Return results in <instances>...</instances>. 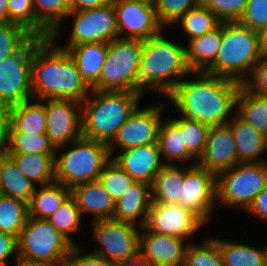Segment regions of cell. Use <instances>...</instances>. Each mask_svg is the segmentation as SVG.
<instances>
[{"mask_svg": "<svg viewBox=\"0 0 267 266\" xmlns=\"http://www.w3.org/2000/svg\"><path fill=\"white\" fill-rule=\"evenodd\" d=\"M241 85L225 77L192 72L177 84L168 102L183 117L210 126L223 125L235 115Z\"/></svg>", "mask_w": 267, "mask_h": 266, "instance_id": "cell-1", "label": "cell"}, {"mask_svg": "<svg viewBox=\"0 0 267 266\" xmlns=\"http://www.w3.org/2000/svg\"><path fill=\"white\" fill-rule=\"evenodd\" d=\"M51 37L33 49L31 88L35 99H74L83 102L91 92L66 49Z\"/></svg>", "mask_w": 267, "mask_h": 266, "instance_id": "cell-2", "label": "cell"}, {"mask_svg": "<svg viewBox=\"0 0 267 266\" xmlns=\"http://www.w3.org/2000/svg\"><path fill=\"white\" fill-rule=\"evenodd\" d=\"M164 33L165 29L143 40L135 79V93L142 97L151 91L168 100L177 84L193 72L187 62L186 45L176 43Z\"/></svg>", "mask_w": 267, "mask_h": 266, "instance_id": "cell-3", "label": "cell"}, {"mask_svg": "<svg viewBox=\"0 0 267 266\" xmlns=\"http://www.w3.org/2000/svg\"><path fill=\"white\" fill-rule=\"evenodd\" d=\"M143 97L130 91L92 89L82 104V136L109 145Z\"/></svg>", "mask_w": 267, "mask_h": 266, "instance_id": "cell-4", "label": "cell"}, {"mask_svg": "<svg viewBox=\"0 0 267 266\" xmlns=\"http://www.w3.org/2000/svg\"><path fill=\"white\" fill-rule=\"evenodd\" d=\"M261 33L236 22H224L221 47L205 73L242 83L263 56Z\"/></svg>", "mask_w": 267, "mask_h": 266, "instance_id": "cell-5", "label": "cell"}, {"mask_svg": "<svg viewBox=\"0 0 267 266\" xmlns=\"http://www.w3.org/2000/svg\"><path fill=\"white\" fill-rule=\"evenodd\" d=\"M110 160L106 143L81 136L72 143L56 148L55 180L70 189L82 183L98 181L103 167Z\"/></svg>", "mask_w": 267, "mask_h": 266, "instance_id": "cell-6", "label": "cell"}, {"mask_svg": "<svg viewBox=\"0 0 267 266\" xmlns=\"http://www.w3.org/2000/svg\"><path fill=\"white\" fill-rule=\"evenodd\" d=\"M267 185V161L237 163L217 174V207L246 210ZM230 206V207H229Z\"/></svg>", "mask_w": 267, "mask_h": 266, "instance_id": "cell-7", "label": "cell"}, {"mask_svg": "<svg viewBox=\"0 0 267 266\" xmlns=\"http://www.w3.org/2000/svg\"><path fill=\"white\" fill-rule=\"evenodd\" d=\"M18 259L65 265L74 245L47 219L28 217L18 239Z\"/></svg>", "mask_w": 267, "mask_h": 266, "instance_id": "cell-8", "label": "cell"}, {"mask_svg": "<svg viewBox=\"0 0 267 266\" xmlns=\"http://www.w3.org/2000/svg\"><path fill=\"white\" fill-rule=\"evenodd\" d=\"M142 46L141 39L116 38L110 42L100 79L91 89L135 92Z\"/></svg>", "mask_w": 267, "mask_h": 266, "instance_id": "cell-9", "label": "cell"}, {"mask_svg": "<svg viewBox=\"0 0 267 266\" xmlns=\"http://www.w3.org/2000/svg\"><path fill=\"white\" fill-rule=\"evenodd\" d=\"M90 225L92 237L98 245L91 253L114 265L139 253L141 226L113 218L97 220Z\"/></svg>", "mask_w": 267, "mask_h": 266, "instance_id": "cell-10", "label": "cell"}, {"mask_svg": "<svg viewBox=\"0 0 267 266\" xmlns=\"http://www.w3.org/2000/svg\"><path fill=\"white\" fill-rule=\"evenodd\" d=\"M41 40L32 37L18 52L0 63V109L21 104L33 98L31 60L34 46Z\"/></svg>", "mask_w": 267, "mask_h": 266, "instance_id": "cell-11", "label": "cell"}, {"mask_svg": "<svg viewBox=\"0 0 267 266\" xmlns=\"http://www.w3.org/2000/svg\"><path fill=\"white\" fill-rule=\"evenodd\" d=\"M166 101L163 100V102L153 103L145 107L139 105L136 108L108 145L111 159L118 151L157 144L159 127L165 117L164 110L167 107L165 103H168Z\"/></svg>", "mask_w": 267, "mask_h": 266, "instance_id": "cell-12", "label": "cell"}, {"mask_svg": "<svg viewBox=\"0 0 267 266\" xmlns=\"http://www.w3.org/2000/svg\"><path fill=\"white\" fill-rule=\"evenodd\" d=\"M73 19L68 41L60 47H72L77 44L90 42H107L119 38L116 11L113 1L93 9L71 11L67 16Z\"/></svg>", "mask_w": 267, "mask_h": 266, "instance_id": "cell-13", "label": "cell"}, {"mask_svg": "<svg viewBox=\"0 0 267 266\" xmlns=\"http://www.w3.org/2000/svg\"><path fill=\"white\" fill-rule=\"evenodd\" d=\"M216 204L217 174L197 164L184 165L179 205L194 213L207 226L217 209Z\"/></svg>", "mask_w": 267, "mask_h": 266, "instance_id": "cell-14", "label": "cell"}, {"mask_svg": "<svg viewBox=\"0 0 267 266\" xmlns=\"http://www.w3.org/2000/svg\"><path fill=\"white\" fill-rule=\"evenodd\" d=\"M46 135L55 148L82 136V104L74 99H45Z\"/></svg>", "mask_w": 267, "mask_h": 266, "instance_id": "cell-15", "label": "cell"}, {"mask_svg": "<svg viewBox=\"0 0 267 266\" xmlns=\"http://www.w3.org/2000/svg\"><path fill=\"white\" fill-rule=\"evenodd\" d=\"M119 38L147 40L165 29L158 21L154 4L136 0H112Z\"/></svg>", "mask_w": 267, "mask_h": 266, "instance_id": "cell-16", "label": "cell"}, {"mask_svg": "<svg viewBox=\"0 0 267 266\" xmlns=\"http://www.w3.org/2000/svg\"><path fill=\"white\" fill-rule=\"evenodd\" d=\"M150 231L191 240L206 226L194 213L179 204L152 203L145 225Z\"/></svg>", "mask_w": 267, "mask_h": 266, "instance_id": "cell-17", "label": "cell"}, {"mask_svg": "<svg viewBox=\"0 0 267 266\" xmlns=\"http://www.w3.org/2000/svg\"><path fill=\"white\" fill-rule=\"evenodd\" d=\"M190 241L140 229L139 253L150 266H183Z\"/></svg>", "mask_w": 267, "mask_h": 266, "instance_id": "cell-18", "label": "cell"}, {"mask_svg": "<svg viewBox=\"0 0 267 266\" xmlns=\"http://www.w3.org/2000/svg\"><path fill=\"white\" fill-rule=\"evenodd\" d=\"M238 163L234 135L228 124L211 126L197 165L218 174Z\"/></svg>", "mask_w": 267, "mask_h": 266, "instance_id": "cell-19", "label": "cell"}, {"mask_svg": "<svg viewBox=\"0 0 267 266\" xmlns=\"http://www.w3.org/2000/svg\"><path fill=\"white\" fill-rule=\"evenodd\" d=\"M112 160L136 182L152 184L165 165L158 144L144 145L118 152Z\"/></svg>", "mask_w": 267, "mask_h": 266, "instance_id": "cell-20", "label": "cell"}, {"mask_svg": "<svg viewBox=\"0 0 267 266\" xmlns=\"http://www.w3.org/2000/svg\"><path fill=\"white\" fill-rule=\"evenodd\" d=\"M81 216L89 215L91 221L112 219L115 201L99 181L82 183L71 189Z\"/></svg>", "mask_w": 267, "mask_h": 266, "instance_id": "cell-21", "label": "cell"}, {"mask_svg": "<svg viewBox=\"0 0 267 266\" xmlns=\"http://www.w3.org/2000/svg\"><path fill=\"white\" fill-rule=\"evenodd\" d=\"M6 133H46L45 99L24 101L6 110Z\"/></svg>", "mask_w": 267, "mask_h": 266, "instance_id": "cell-22", "label": "cell"}, {"mask_svg": "<svg viewBox=\"0 0 267 266\" xmlns=\"http://www.w3.org/2000/svg\"><path fill=\"white\" fill-rule=\"evenodd\" d=\"M234 135L238 163L267 161V137L251 124L245 123L236 114L227 123ZM263 156V157H262ZM265 158V159H264Z\"/></svg>", "mask_w": 267, "mask_h": 266, "instance_id": "cell-23", "label": "cell"}, {"mask_svg": "<svg viewBox=\"0 0 267 266\" xmlns=\"http://www.w3.org/2000/svg\"><path fill=\"white\" fill-rule=\"evenodd\" d=\"M151 206V185L135 182L115 202L113 219L145 226Z\"/></svg>", "mask_w": 267, "mask_h": 266, "instance_id": "cell-24", "label": "cell"}, {"mask_svg": "<svg viewBox=\"0 0 267 266\" xmlns=\"http://www.w3.org/2000/svg\"><path fill=\"white\" fill-rule=\"evenodd\" d=\"M34 14L36 17V37L41 39L52 38L56 41L70 14L68 0H33Z\"/></svg>", "mask_w": 267, "mask_h": 266, "instance_id": "cell-25", "label": "cell"}, {"mask_svg": "<svg viewBox=\"0 0 267 266\" xmlns=\"http://www.w3.org/2000/svg\"><path fill=\"white\" fill-rule=\"evenodd\" d=\"M108 47L107 42H90L62 48L67 50L75 61L82 78L92 88L100 79Z\"/></svg>", "mask_w": 267, "mask_h": 266, "instance_id": "cell-26", "label": "cell"}, {"mask_svg": "<svg viewBox=\"0 0 267 266\" xmlns=\"http://www.w3.org/2000/svg\"><path fill=\"white\" fill-rule=\"evenodd\" d=\"M220 22L201 37L186 41L187 62L193 72H204L216 59L221 47L222 26Z\"/></svg>", "mask_w": 267, "mask_h": 266, "instance_id": "cell-27", "label": "cell"}, {"mask_svg": "<svg viewBox=\"0 0 267 266\" xmlns=\"http://www.w3.org/2000/svg\"><path fill=\"white\" fill-rule=\"evenodd\" d=\"M157 144L164 164L192 166L197 163L183 145L182 132L167 115L160 124Z\"/></svg>", "mask_w": 267, "mask_h": 266, "instance_id": "cell-28", "label": "cell"}, {"mask_svg": "<svg viewBox=\"0 0 267 266\" xmlns=\"http://www.w3.org/2000/svg\"><path fill=\"white\" fill-rule=\"evenodd\" d=\"M71 196V189L55 181L36 186L28 204L29 217L48 219Z\"/></svg>", "mask_w": 267, "mask_h": 266, "instance_id": "cell-29", "label": "cell"}, {"mask_svg": "<svg viewBox=\"0 0 267 266\" xmlns=\"http://www.w3.org/2000/svg\"><path fill=\"white\" fill-rule=\"evenodd\" d=\"M183 179L184 165L165 164L151 184V202L179 204Z\"/></svg>", "mask_w": 267, "mask_h": 266, "instance_id": "cell-30", "label": "cell"}, {"mask_svg": "<svg viewBox=\"0 0 267 266\" xmlns=\"http://www.w3.org/2000/svg\"><path fill=\"white\" fill-rule=\"evenodd\" d=\"M224 266H267V243L262 248L217 236Z\"/></svg>", "mask_w": 267, "mask_h": 266, "instance_id": "cell-31", "label": "cell"}, {"mask_svg": "<svg viewBox=\"0 0 267 266\" xmlns=\"http://www.w3.org/2000/svg\"><path fill=\"white\" fill-rule=\"evenodd\" d=\"M36 186L55 182V154H7Z\"/></svg>", "mask_w": 267, "mask_h": 266, "instance_id": "cell-32", "label": "cell"}, {"mask_svg": "<svg viewBox=\"0 0 267 266\" xmlns=\"http://www.w3.org/2000/svg\"><path fill=\"white\" fill-rule=\"evenodd\" d=\"M0 175V194L29 204L36 185L20 171L9 155L2 159Z\"/></svg>", "mask_w": 267, "mask_h": 266, "instance_id": "cell-33", "label": "cell"}, {"mask_svg": "<svg viewBox=\"0 0 267 266\" xmlns=\"http://www.w3.org/2000/svg\"><path fill=\"white\" fill-rule=\"evenodd\" d=\"M235 114L267 137L266 96L252 94L241 85L236 98Z\"/></svg>", "mask_w": 267, "mask_h": 266, "instance_id": "cell-34", "label": "cell"}, {"mask_svg": "<svg viewBox=\"0 0 267 266\" xmlns=\"http://www.w3.org/2000/svg\"><path fill=\"white\" fill-rule=\"evenodd\" d=\"M6 154H55L56 148L45 133H6Z\"/></svg>", "mask_w": 267, "mask_h": 266, "instance_id": "cell-35", "label": "cell"}, {"mask_svg": "<svg viewBox=\"0 0 267 266\" xmlns=\"http://www.w3.org/2000/svg\"><path fill=\"white\" fill-rule=\"evenodd\" d=\"M29 217L28 204L0 194V231L18 239Z\"/></svg>", "mask_w": 267, "mask_h": 266, "instance_id": "cell-36", "label": "cell"}, {"mask_svg": "<svg viewBox=\"0 0 267 266\" xmlns=\"http://www.w3.org/2000/svg\"><path fill=\"white\" fill-rule=\"evenodd\" d=\"M172 119L168 117L182 132L183 145L186 146L188 153L196 160L201 157L204 152L210 125L201 123L183 117L179 114Z\"/></svg>", "mask_w": 267, "mask_h": 266, "instance_id": "cell-37", "label": "cell"}, {"mask_svg": "<svg viewBox=\"0 0 267 266\" xmlns=\"http://www.w3.org/2000/svg\"><path fill=\"white\" fill-rule=\"evenodd\" d=\"M221 21L210 12L202 3L190 9L184 16H182L173 27L182 29V33L186 40L201 37L211 29L215 28Z\"/></svg>", "mask_w": 267, "mask_h": 266, "instance_id": "cell-38", "label": "cell"}, {"mask_svg": "<svg viewBox=\"0 0 267 266\" xmlns=\"http://www.w3.org/2000/svg\"><path fill=\"white\" fill-rule=\"evenodd\" d=\"M80 210L75 199L70 196L66 202L50 216L47 220L52 226L65 236L74 246H79L76 239L72 237L79 232L82 225Z\"/></svg>", "mask_w": 267, "mask_h": 266, "instance_id": "cell-39", "label": "cell"}, {"mask_svg": "<svg viewBox=\"0 0 267 266\" xmlns=\"http://www.w3.org/2000/svg\"><path fill=\"white\" fill-rule=\"evenodd\" d=\"M183 266H224L217 237L207 236L200 243L190 242Z\"/></svg>", "mask_w": 267, "mask_h": 266, "instance_id": "cell-40", "label": "cell"}, {"mask_svg": "<svg viewBox=\"0 0 267 266\" xmlns=\"http://www.w3.org/2000/svg\"><path fill=\"white\" fill-rule=\"evenodd\" d=\"M98 181L115 202L136 182L112 159L103 167Z\"/></svg>", "mask_w": 267, "mask_h": 266, "instance_id": "cell-41", "label": "cell"}, {"mask_svg": "<svg viewBox=\"0 0 267 266\" xmlns=\"http://www.w3.org/2000/svg\"><path fill=\"white\" fill-rule=\"evenodd\" d=\"M33 36L10 22H0V63L18 52Z\"/></svg>", "mask_w": 267, "mask_h": 266, "instance_id": "cell-42", "label": "cell"}, {"mask_svg": "<svg viewBox=\"0 0 267 266\" xmlns=\"http://www.w3.org/2000/svg\"><path fill=\"white\" fill-rule=\"evenodd\" d=\"M200 3L201 0H156L154 7L159 23L167 29Z\"/></svg>", "mask_w": 267, "mask_h": 266, "instance_id": "cell-43", "label": "cell"}, {"mask_svg": "<svg viewBox=\"0 0 267 266\" xmlns=\"http://www.w3.org/2000/svg\"><path fill=\"white\" fill-rule=\"evenodd\" d=\"M9 22L21 26L36 37V17L33 0H9Z\"/></svg>", "mask_w": 267, "mask_h": 266, "instance_id": "cell-44", "label": "cell"}, {"mask_svg": "<svg viewBox=\"0 0 267 266\" xmlns=\"http://www.w3.org/2000/svg\"><path fill=\"white\" fill-rule=\"evenodd\" d=\"M248 0H201L221 22L239 21Z\"/></svg>", "mask_w": 267, "mask_h": 266, "instance_id": "cell-45", "label": "cell"}, {"mask_svg": "<svg viewBox=\"0 0 267 266\" xmlns=\"http://www.w3.org/2000/svg\"><path fill=\"white\" fill-rule=\"evenodd\" d=\"M238 22L262 33L267 27V0H248Z\"/></svg>", "mask_w": 267, "mask_h": 266, "instance_id": "cell-46", "label": "cell"}, {"mask_svg": "<svg viewBox=\"0 0 267 266\" xmlns=\"http://www.w3.org/2000/svg\"><path fill=\"white\" fill-rule=\"evenodd\" d=\"M242 86L252 94L267 97V55L264 54L256 63Z\"/></svg>", "mask_w": 267, "mask_h": 266, "instance_id": "cell-47", "label": "cell"}, {"mask_svg": "<svg viewBox=\"0 0 267 266\" xmlns=\"http://www.w3.org/2000/svg\"><path fill=\"white\" fill-rule=\"evenodd\" d=\"M81 252V254H80ZM65 266H116L103 257L97 256L90 251L82 253V247L74 246L66 260Z\"/></svg>", "mask_w": 267, "mask_h": 266, "instance_id": "cell-48", "label": "cell"}, {"mask_svg": "<svg viewBox=\"0 0 267 266\" xmlns=\"http://www.w3.org/2000/svg\"><path fill=\"white\" fill-rule=\"evenodd\" d=\"M10 256L18 260L17 238L0 231V266H6Z\"/></svg>", "mask_w": 267, "mask_h": 266, "instance_id": "cell-49", "label": "cell"}, {"mask_svg": "<svg viewBox=\"0 0 267 266\" xmlns=\"http://www.w3.org/2000/svg\"><path fill=\"white\" fill-rule=\"evenodd\" d=\"M246 212L257 218V221L260 220L267 224V185L255 197L253 203L246 210Z\"/></svg>", "mask_w": 267, "mask_h": 266, "instance_id": "cell-50", "label": "cell"}, {"mask_svg": "<svg viewBox=\"0 0 267 266\" xmlns=\"http://www.w3.org/2000/svg\"><path fill=\"white\" fill-rule=\"evenodd\" d=\"M71 11H80L101 7L112 0H68Z\"/></svg>", "mask_w": 267, "mask_h": 266, "instance_id": "cell-51", "label": "cell"}, {"mask_svg": "<svg viewBox=\"0 0 267 266\" xmlns=\"http://www.w3.org/2000/svg\"><path fill=\"white\" fill-rule=\"evenodd\" d=\"M116 266H150V264L138 253L134 257L120 261Z\"/></svg>", "mask_w": 267, "mask_h": 266, "instance_id": "cell-52", "label": "cell"}, {"mask_svg": "<svg viewBox=\"0 0 267 266\" xmlns=\"http://www.w3.org/2000/svg\"><path fill=\"white\" fill-rule=\"evenodd\" d=\"M6 124V111L0 109V151L5 150Z\"/></svg>", "mask_w": 267, "mask_h": 266, "instance_id": "cell-53", "label": "cell"}, {"mask_svg": "<svg viewBox=\"0 0 267 266\" xmlns=\"http://www.w3.org/2000/svg\"><path fill=\"white\" fill-rule=\"evenodd\" d=\"M14 264L15 266H65L50 262L29 261L26 259H18Z\"/></svg>", "mask_w": 267, "mask_h": 266, "instance_id": "cell-54", "label": "cell"}, {"mask_svg": "<svg viewBox=\"0 0 267 266\" xmlns=\"http://www.w3.org/2000/svg\"><path fill=\"white\" fill-rule=\"evenodd\" d=\"M9 0H0V22H9Z\"/></svg>", "mask_w": 267, "mask_h": 266, "instance_id": "cell-55", "label": "cell"}, {"mask_svg": "<svg viewBox=\"0 0 267 266\" xmlns=\"http://www.w3.org/2000/svg\"><path fill=\"white\" fill-rule=\"evenodd\" d=\"M261 40H262V50H263V54L267 55V27H266V29L261 33Z\"/></svg>", "mask_w": 267, "mask_h": 266, "instance_id": "cell-56", "label": "cell"}, {"mask_svg": "<svg viewBox=\"0 0 267 266\" xmlns=\"http://www.w3.org/2000/svg\"><path fill=\"white\" fill-rule=\"evenodd\" d=\"M6 151H0V170H1V164H2V159L6 156ZM1 176V175H0Z\"/></svg>", "mask_w": 267, "mask_h": 266, "instance_id": "cell-57", "label": "cell"}, {"mask_svg": "<svg viewBox=\"0 0 267 266\" xmlns=\"http://www.w3.org/2000/svg\"><path fill=\"white\" fill-rule=\"evenodd\" d=\"M136 1L154 4L156 0H136Z\"/></svg>", "mask_w": 267, "mask_h": 266, "instance_id": "cell-58", "label": "cell"}]
</instances>
